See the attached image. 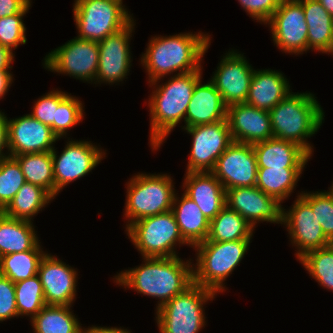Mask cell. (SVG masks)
Wrapping results in <instances>:
<instances>
[{"instance_id":"obj_1","label":"cell","mask_w":333,"mask_h":333,"mask_svg":"<svg viewBox=\"0 0 333 333\" xmlns=\"http://www.w3.org/2000/svg\"><path fill=\"white\" fill-rule=\"evenodd\" d=\"M209 32H180L149 38L139 58L147 84L167 76L200 71L213 39ZM203 63V64H202Z\"/></svg>"},{"instance_id":"obj_2","label":"cell","mask_w":333,"mask_h":333,"mask_svg":"<svg viewBox=\"0 0 333 333\" xmlns=\"http://www.w3.org/2000/svg\"><path fill=\"white\" fill-rule=\"evenodd\" d=\"M186 259L143 257L140 265L116 272L111 280L125 291L155 298L158 310L193 284L192 258Z\"/></svg>"},{"instance_id":"obj_3","label":"cell","mask_w":333,"mask_h":333,"mask_svg":"<svg viewBox=\"0 0 333 333\" xmlns=\"http://www.w3.org/2000/svg\"><path fill=\"white\" fill-rule=\"evenodd\" d=\"M203 69L173 75L166 77L167 79L161 78L147 84L151 90L144 103L149 108L148 145L151 152L159 151L177 126L185 128L186 111L196 83L204 77ZM180 124L182 125L179 126Z\"/></svg>"},{"instance_id":"obj_4","label":"cell","mask_w":333,"mask_h":333,"mask_svg":"<svg viewBox=\"0 0 333 333\" xmlns=\"http://www.w3.org/2000/svg\"><path fill=\"white\" fill-rule=\"evenodd\" d=\"M317 99L310 91L291 92L269 111L273 137L300 145L311 157L315 147L309 138L315 137L325 121Z\"/></svg>"},{"instance_id":"obj_5","label":"cell","mask_w":333,"mask_h":333,"mask_svg":"<svg viewBox=\"0 0 333 333\" xmlns=\"http://www.w3.org/2000/svg\"><path fill=\"white\" fill-rule=\"evenodd\" d=\"M252 239L230 242L206 240L192 247L193 283L208 288L218 295L226 293L229 278L242 263L250 249ZM195 261H194V260Z\"/></svg>"},{"instance_id":"obj_6","label":"cell","mask_w":333,"mask_h":333,"mask_svg":"<svg viewBox=\"0 0 333 333\" xmlns=\"http://www.w3.org/2000/svg\"><path fill=\"white\" fill-rule=\"evenodd\" d=\"M171 174L137 172L124 184L126 188L123 219L126 229L142 218L171 211L176 193ZM126 221V222H125Z\"/></svg>"},{"instance_id":"obj_7","label":"cell","mask_w":333,"mask_h":333,"mask_svg":"<svg viewBox=\"0 0 333 333\" xmlns=\"http://www.w3.org/2000/svg\"><path fill=\"white\" fill-rule=\"evenodd\" d=\"M219 295L202 286L192 284L158 310H154L159 333H199L207 327L205 308Z\"/></svg>"},{"instance_id":"obj_8","label":"cell","mask_w":333,"mask_h":333,"mask_svg":"<svg viewBox=\"0 0 333 333\" xmlns=\"http://www.w3.org/2000/svg\"><path fill=\"white\" fill-rule=\"evenodd\" d=\"M124 231L140 258L176 257L182 246L192 248L181 236L172 211L142 218Z\"/></svg>"},{"instance_id":"obj_9","label":"cell","mask_w":333,"mask_h":333,"mask_svg":"<svg viewBox=\"0 0 333 333\" xmlns=\"http://www.w3.org/2000/svg\"><path fill=\"white\" fill-rule=\"evenodd\" d=\"M76 37L100 42L136 18L123 0H74Z\"/></svg>"},{"instance_id":"obj_10","label":"cell","mask_w":333,"mask_h":333,"mask_svg":"<svg viewBox=\"0 0 333 333\" xmlns=\"http://www.w3.org/2000/svg\"><path fill=\"white\" fill-rule=\"evenodd\" d=\"M64 141L65 145L61 152L56 146L51 151L54 169V199L69 184L92 173L108 156L106 148L91 140H77L69 136Z\"/></svg>"},{"instance_id":"obj_11","label":"cell","mask_w":333,"mask_h":333,"mask_svg":"<svg viewBox=\"0 0 333 333\" xmlns=\"http://www.w3.org/2000/svg\"><path fill=\"white\" fill-rule=\"evenodd\" d=\"M99 64L98 42L74 37L46 53L42 66L50 73L93 84Z\"/></svg>"},{"instance_id":"obj_12","label":"cell","mask_w":333,"mask_h":333,"mask_svg":"<svg viewBox=\"0 0 333 333\" xmlns=\"http://www.w3.org/2000/svg\"><path fill=\"white\" fill-rule=\"evenodd\" d=\"M136 19H132L124 28L108 35L98 42L99 64L94 81L95 87L101 84L122 85L128 79L132 69L133 54L131 40L135 33Z\"/></svg>"},{"instance_id":"obj_13","label":"cell","mask_w":333,"mask_h":333,"mask_svg":"<svg viewBox=\"0 0 333 333\" xmlns=\"http://www.w3.org/2000/svg\"><path fill=\"white\" fill-rule=\"evenodd\" d=\"M302 192L296 193L295 200L287 209L283 205L282 213V225L289 236V245L295 248L293 250L297 261L312 250L332 244L326 238L311 206L300 196Z\"/></svg>"},{"instance_id":"obj_14","label":"cell","mask_w":333,"mask_h":333,"mask_svg":"<svg viewBox=\"0 0 333 333\" xmlns=\"http://www.w3.org/2000/svg\"><path fill=\"white\" fill-rule=\"evenodd\" d=\"M265 26L280 52L296 57L307 54L308 26L299 0H282Z\"/></svg>"},{"instance_id":"obj_15","label":"cell","mask_w":333,"mask_h":333,"mask_svg":"<svg viewBox=\"0 0 333 333\" xmlns=\"http://www.w3.org/2000/svg\"><path fill=\"white\" fill-rule=\"evenodd\" d=\"M181 130L192 139L186 173L211 172L217 159L233 143L227 119Z\"/></svg>"},{"instance_id":"obj_16","label":"cell","mask_w":333,"mask_h":333,"mask_svg":"<svg viewBox=\"0 0 333 333\" xmlns=\"http://www.w3.org/2000/svg\"><path fill=\"white\" fill-rule=\"evenodd\" d=\"M244 54L234 48L227 50L209 78L227 107L245 103L248 96L255 69Z\"/></svg>"},{"instance_id":"obj_17","label":"cell","mask_w":333,"mask_h":333,"mask_svg":"<svg viewBox=\"0 0 333 333\" xmlns=\"http://www.w3.org/2000/svg\"><path fill=\"white\" fill-rule=\"evenodd\" d=\"M58 257L47 252L39 265L37 275L43 286L45 303L55 306H74L79 289L78 269Z\"/></svg>"},{"instance_id":"obj_18","label":"cell","mask_w":333,"mask_h":333,"mask_svg":"<svg viewBox=\"0 0 333 333\" xmlns=\"http://www.w3.org/2000/svg\"><path fill=\"white\" fill-rule=\"evenodd\" d=\"M226 206L238 212L253 228L266 222L282 226L283 204L258 187H237L226 190Z\"/></svg>"},{"instance_id":"obj_19","label":"cell","mask_w":333,"mask_h":333,"mask_svg":"<svg viewBox=\"0 0 333 333\" xmlns=\"http://www.w3.org/2000/svg\"><path fill=\"white\" fill-rule=\"evenodd\" d=\"M257 169L253 146L233 142L217 159L211 173L221 182L225 190H228L255 186Z\"/></svg>"},{"instance_id":"obj_20","label":"cell","mask_w":333,"mask_h":333,"mask_svg":"<svg viewBox=\"0 0 333 333\" xmlns=\"http://www.w3.org/2000/svg\"><path fill=\"white\" fill-rule=\"evenodd\" d=\"M61 140L50 126L41 123L29 113L8 117V146L10 156L27 153L51 152Z\"/></svg>"},{"instance_id":"obj_21","label":"cell","mask_w":333,"mask_h":333,"mask_svg":"<svg viewBox=\"0 0 333 333\" xmlns=\"http://www.w3.org/2000/svg\"><path fill=\"white\" fill-rule=\"evenodd\" d=\"M227 121L233 142L253 145L273 137L269 111L247 103L228 106Z\"/></svg>"},{"instance_id":"obj_22","label":"cell","mask_w":333,"mask_h":333,"mask_svg":"<svg viewBox=\"0 0 333 333\" xmlns=\"http://www.w3.org/2000/svg\"><path fill=\"white\" fill-rule=\"evenodd\" d=\"M182 192L189 196L210 221L226 206V190L211 172H185Z\"/></svg>"},{"instance_id":"obj_23","label":"cell","mask_w":333,"mask_h":333,"mask_svg":"<svg viewBox=\"0 0 333 333\" xmlns=\"http://www.w3.org/2000/svg\"><path fill=\"white\" fill-rule=\"evenodd\" d=\"M203 79L202 77L194 87L186 111L185 128L227 119V106L223 102L221 93L209 79L207 83Z\"/></svg>"},{"instance_id":"obj_24","label":"cell","mask_w":333,"mask_h":333,"mask_svg":"<svg viewBox=\"0 0 333 333\" xmlns=\"http://www.w3.org/2000/svg\"><path fill=\"white\" fill-rule=\"evenodd\" d=\"M291 92L290 81L280 69L255 68L245 103L270 111Z\"/></svg>"},{"instance_id":"obj_25","label":"cell","mask_w":333,"mask_h":333,"mask_svg":"<svg viewBox=\"0 0 333 333\" xmlns=\"http://www.w3.org/2000/svg\"><path fill=\"white\" fill-rule=\"evenodd\" d=\"M252 146L258 168H306L312 159L300 145L274 137Z\"/></svg>"},{"instance_id":"obj_26","label":"cell","mask_w":333,"mask_h":333,"mask_svg":"<svg viewBox=\"0 0 333 333\" xmlns=\"http://www.w3.org/2000/svg\"><path fill=\"white\" fill-rule=\"evenodd\" d=\"M176 191L171 211L174 214L183 239L191 246L206 241L210 220L205 217L197 204L184 192Z\"/></svg>"},{"instance_id":"obj_27","label":"cell","mask_w":333,"mask_h":333,"mask_svg":"<svg viewBox=\"0 0 333 333\" xmlns=\"http://www.w3.org/2000/svg\"><path fill=\"white\" fill-rule=\"evenodd\" d=\"M308 26V52L327 54L333 42V16L318 0H299Z\"/></svg>"},{"instance_id":"obj_28","label":"cell","mask_w":333,"mask_h":333,"mask_svg":"<svg viewBox=\"0 0 333 333\" xmlns=\"http://www.w3.org/2000/svg\"><path fill=\"white\" fill-rule=\"evenodd\" d=\"M37 232L34 222L10 218L0 212V258L31 250L41 240Z\"/></svg>"},{"instance_id":"obj_29","label":"cell","mask_w":333,"mask_h":333,"mask_svg":"<svg viewBox=\"0 0 333 333\" xmlns=\"http://www.w3.org/2000/svg\"><path fill=\"white\" fill-rule=\"evenodd\" d=\"M72 308L46 305L30 320L32 333H84L87 326H83Z\"/></svg>"},{"instance_id":"obj_30","label":"cell","mask_w":333,"mask_h":333,"mask_svg":"<svg viewBox=\"0 0 333 333\" xmlns=\"http://www.w3.org/2000/svg\"><path fill=\"white\" fill-rule=\"evenodd\" d=\"M305 168H258L256 187L285 203L295 193Z\"/></svg>"},{"instance_id":"obj_31","label":"cell","mask_w":333,"mask_h":333,"mask_svg":"<svg viewBox=\"0 0 333 333\" xmlns=\"http://www.w3.org/2000/svg\"><path fill=\"white\" fill-rule=\"evenodd\" d=\"M54 198L43 188L25 182L13 199L1 211L5 216L34 222Z\"/></svg>"},{"instance_id":"obj_32","label":"cell","mask_w":333,"mask_h":333,"mask_svg":"<svg viewBox=\"0 0 333 333\" xmlns=\"http://www.w3.org/2000/svg\"><path fill=\"white\" fill-rule=\"evenodd\" d=\"M254 228L236 211L225 206L211 221L206 240L230 242L253 239Z\"/></svg>"},{"instance_id":"obj_33","label":"cell","mask_w":333,"mask_h":333,"mask_svg":"<svg viewBox=\"0 0 333 333\" xmlns=\"http://www.w3.org/2000/svg\"><path fill=\"white\" fill-rule=\"evenodd\" d=\"M39 241L31 250L11 253L0 258V275L13 283L31 278L38 273L39 265L48 252Z\"/></svg>"},{"instance_id":"obj_34","label":"cell","mask_w":333,"mask_h":333,"mask_svg":"<svg viewBox=\"0 0 333 333\" xmlns=\"http://www.w3.org/2000/svg\"><path fill=\"white\" fill-rule=\"evenodd\" d=\"M21 166L26 182L45 189L54 198V169L51 152L14 156Z\"/></svg>"},{"instance_id":"obj_35","label":"cell","mask_w":333,"mask_h":333,"mask_svg":"<svg viewBox=\"0 0 333 333\" xmlns=\"http://www.w3.org/2000/svg\"><path fill=\"white\" fill-rule=\"evenodd\" d=\"M298 262L322 289L333 292V243L306 253Z\"/></svg>"},{"instance_id":"obj_36","label":"cell","mask_w":333,"mask_h":333,"mask_svg":"<svg viewBox=\"0 0 333 333\" xmlns=\"http://www.w3.org/2000/svg\"><path fill=\"white\" fill-rule=\"evenodd\" d=\"M14 284L18 316L31 320L46 306L40 278L35 275Z\"/></svg>"},{"instance_id":"obj_37","label":"cell","mask_w":333,"mask_h":333,"mask_svg":"<svg viewBox=\"0 0 333 333\" xmlns=\"http://www.w3.org/2000/svg\"><path fill=\"white\" fill-rule=\"evenodd\" d=\"M85 112V105L81 98L69 92L59 103L56 110V121L50 127L58 138L67 139L71 129L80 125L85 119Z\"/></svg>"},{"instance_id":"obj_38","label":"cell","mask_w":333,"mask_h":333,"mask_svg":"<svg viewBox=\"0 0 333 333\" xmlns=\"http://www.w3.org/2000/svg\"><path fill=\"white\" fill-rule=\"evenodd\" d=\"M300 196L311 206L326 238L333 243V189L303 190Z\"/></svg>"},{"instance_id":"obj_39","label":"cell","mask_w":333,"mask_h":333,"mask_svg":"<svg viewBox=\"0 0 333 333\" xmlns=\"http://www.w3.org/2000/svg\"><path fill=\"white\" fill-rule=\"evenodd\" d=\"M20 164L14 157L0 160V212L25 183Z\"/></svg>"},{"instance_id":"obj_40","label":"cell","mask_w":333,"mask_h":333,"mask_svg":"<svg viewBox=\"0 0 333 333\" xmlns=\"http://www.w3.org/2000/svg\"><path fill=\"white\" fill-rule=\"evenodd\" d=\"M32 2L18 14L0 18V44L16 54L19 46L27 43V27L24 17L32 8Z\"/></svg>"},{"instance_id":"obj_41","label":"cell","mask_w":333,"mask_h":333,"mask_svg":"<svg viewBox=\"0 0 333 333\" xmlns=\"http://www.w3.org/2000/svg\"><path fill=\"white\" fill-rule=\"evenodd\" d=\"M68 94L60 88H52L33 101L32 110L29 114L41 123L51 126L56 121V110L59 103Z\"/></svg>"},{"instance_id":"obj_42","label":"cell","mask_w":333,"mask_h":333,"mask_svg":"<svg viewBox=\"0 0 333 333\" xmlns=\"http://www.w3.org/2000/svg\"><path fill=\"white\" fill-rule=\"evenodd\" d=\"M252 21L265 25L282 0H237Z\"/></svg>"},{"instance_id":"obj_43","label":"cell","mask_w":333,"mask_h":333,"mask_svg":"<svg viewBox=\"0 0 333 333\" xmlns=\"http://www.w3.org/2000/svg\"><path fill=\"white\" fill-rule=\"evenodd\" d=\"M19 318L16 304L15 284L0 275V323Z\"/></svg>"},{"instance_id":"obj_44","label":"cell","mask_w":333,"mask_h":333,"mask_svg":"<svg viewBox=\"0 0 333 333\" xmlns=\"http://www.w3.org/2000/svg\"><path fill=\"white\" fill-rule=\"evenodd\" d=\"M33 0H0V18L21 13Z\"/></svg>"},{"instance_id":"obj_45","label":"cell","mask_w":333,"mask_h":333,"mask_svg":"<svg viewBox=\"0 0 333 333\" xmlns=\"http://www.w3.org/2000/svg\"><path fill=\"white\" fill-rule=\"evenodd\" d=\"M6 149V150H5ZM10 156L8 146V115L0 109V160Z\"/></svg>"},{"instance_id":"obj_46","label":"cell","mask_w":333,"mask_h":333,"mask_svg":"<svg viewBox=\"0 0 333 333\" xmlns=\"http://www.w3.org/2000/svg\"><path fill=\"white\" fill-rule=\"evenodd\" d=\"M14 74L11 70H0V100L10 91L12 84L14 83Z\"/></svg>"},{"instance_id":"obj_47","label":"cell","mask_w":333,"mask_h":333,"mask_svg":"<svg viewBox=\"0 0 333 333\" xmlns=\"http://www.w3.org/2000/svg\"><path fill=\"white\" fill-rule=\"evenodd\" d=\"M132 331L124 326H99V325H89L86 327L84 333H131ZM133 333V332H132Z\"/></svg>"},{"instance_id":"obj_48","label":"cell","mask_w":333,"mask_h":333,"mask_svg":"<svg viewBox=\"0 0 333 333\" xmlns=\"http://www.w3.org/2000/svg\"><path fill=\"white\" fill-rule=\"evenodd\" d=\"M15 57L14 52L0 44V70H12Z\"/></svg>"},{"instance_id":"obj_49","label":"cell","mask_w":333,"mask_h":333,"mask_svg":"<svg viewBox=\"0 0 333 333\" xmlns=\"http://www.w3.org/2000/svg\"><path fill=\"white\" fill-rule=\"evenodd\" d=\"M325 10L333 16V0H318Z\"/></svg>"},{"instance_id":"obj_50","label":"cell","mask_w":333,"mask_h":333,"mask_svg":"<svg viewBox=\"0 0 333 333\" xmlns=\"http://www.w3.org/2000/svg\"><path fill=\"white\" fill-rule=\"evenodd\" d=\"M326 55H331V56H333V42H332V46H331V48H330V51H329Z\"/></svg>"},{"instance_id":"obj_51","label":"cell","mask_w":333,"mask_h":333,"mask_svg":"<svg viewBox=\"0 0 333 333\" xmlns=\"http://www.w3.org/2000/svg\"><path fill=\"white\" fill-rule=\"evenodd\" d=\"M330 184H331L330 187L333 189V181Z\"/></svg>"}]
</instances>
